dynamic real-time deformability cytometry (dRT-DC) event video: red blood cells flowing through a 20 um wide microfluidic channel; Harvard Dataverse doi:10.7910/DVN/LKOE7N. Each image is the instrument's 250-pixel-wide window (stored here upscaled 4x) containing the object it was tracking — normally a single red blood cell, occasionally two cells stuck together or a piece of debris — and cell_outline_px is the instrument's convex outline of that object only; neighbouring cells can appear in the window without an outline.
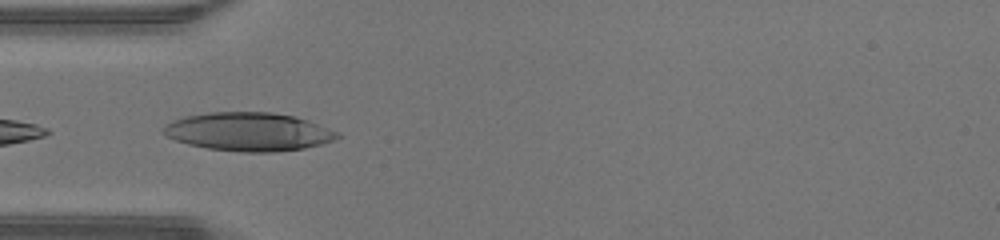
{"species": "human", "species_latin": "Homo sapiens", "temperature_condition": "warm", "stored_images_in_passage": 15, "camera_frame_rate_fps": 3000, "um_per_image_px": 0.085, "donor": {"sex": "male"}, "frame": {"image": 1, "passage_image": 1, "time_ms": 0.0, "image_size_px": [1000, 240], "cell_outline_px": [[344, 136], [336, 140], [304, 148], [276, 152], [240, 152], [208, 148], [188, 144], [176, 140], [160, 132], [164, 124], [172, 120], [184, 116], [208, 112], [272, 112], [292, 116], [308, 120], [340, 132]], "centroid_in_image_um": [21.14, 11.19], "position_along_channel_um": 63.9, "area_um2": 39.3}}
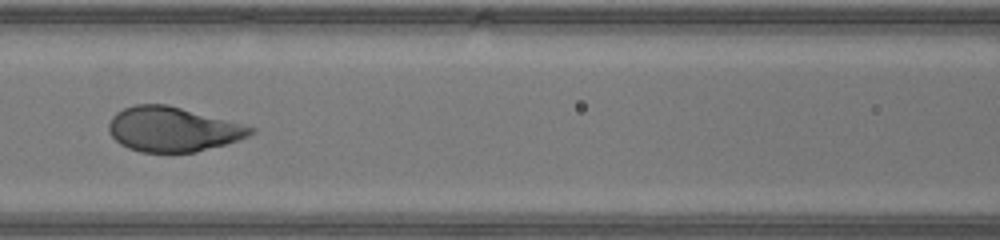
{"frame": {"image": 2, "passage_image": 7, "time_ms": 2.0, "image_size_px": [1000, 240], "cell_outline_px": [[256, 132], [248, 136], [224, 144], [196, 152], [140, 152], [128, 148], [120, 144], [108, 132], [108, 124], [112, 116], [116, 112], [124, 108], [136, 104], [168, 104], [256, 128]], "centroid_in_image_um": [14.64, 10.98], "position_along_channel_um": 152.0, "area_um2": 36.76}}
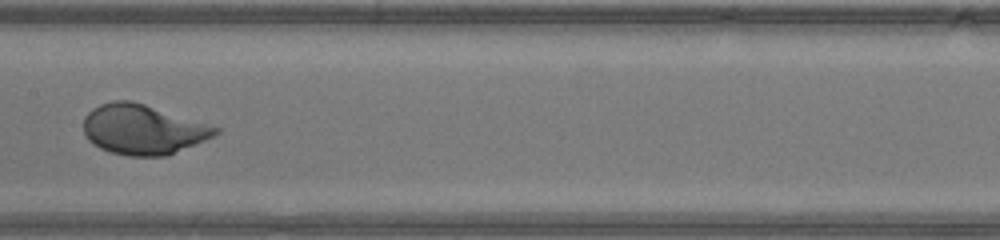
{"frame": {"image": 3, "passage_image": 10, "time_ms": 3.0, "image_size_px": [1000, 240], "cell_outline_px": [[220, 132], [216, 136], [168, 156], [128, 156], [112, 152], [100, 148], [88, 140], [84, 132], [84, 116], [92, 108], [100, 104], [112, 100], [132, 100], [220, 128]], "centroid_in_image_um": [12.15, 11.01], "position_along_channel_um": 195.3, "area_um2": 38.44}}